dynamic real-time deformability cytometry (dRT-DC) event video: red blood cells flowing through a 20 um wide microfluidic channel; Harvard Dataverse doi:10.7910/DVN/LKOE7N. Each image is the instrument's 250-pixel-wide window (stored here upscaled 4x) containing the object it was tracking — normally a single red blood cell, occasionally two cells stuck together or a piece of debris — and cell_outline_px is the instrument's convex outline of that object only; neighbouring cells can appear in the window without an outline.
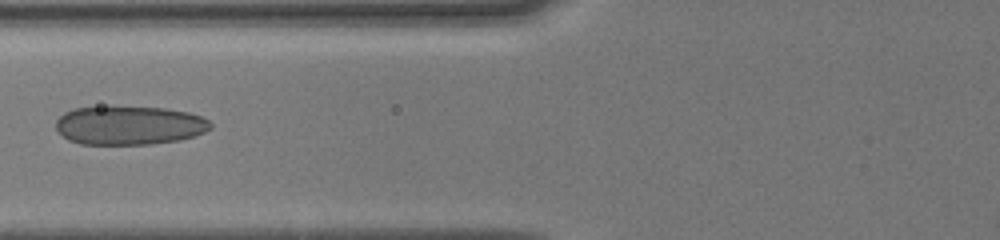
{"species": "human", "species_latin": "Homo sapiens", "temperature_condition": "cold", "stored_images_in_passage": 28, "camera_frame_rate_fps": 3000, "um_per_image_px": 0.085, "donor": {"sex": "male"}, "frame": {"image": 1, "passage_image": 3, "time_ms": 1.0, "image_size_px": [1000, 240], "cell_outline_px": [[212, 128], [204, 132], [180, 140], [152, 144], [80, 144], [68, 140], [56, 128], [56, 120], [64, 112], [76, 108], [112, 104], [164, 108], [188, 112], [200, 116], [208, 120], [212, 124]], "centroid_in_image_um": [10.97, 10.62], "position_along_channel_um": 114.8, "area_um2": 35.72}}
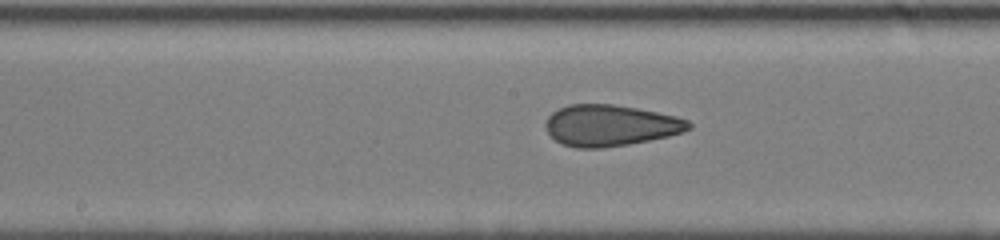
{"frame": {"image": 2, "passage_image": 9, "time_ms": 3.0, "image_size_px": [1000, 240], "cell_outline_px": [[692, 128], [668, 136], [628, 144], [600, 148], [576, 148], [560, 144], [548, 132], [544, 124], [548, 116], [552, 112], [568, 104], [612, 104], [636, 108], [676, 116], [688, 120], [692, 124]], "centroid_in_image_um": [51.85, 10.66], "position_along_channel_um": 196.4, "area_um2": 34.28}}
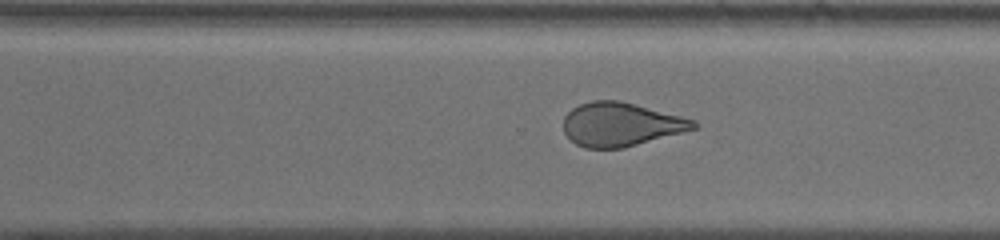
{"frame": {"image": 3, "passage_image": 24, "time_ms": 6.0, "image_size_px": [1000, 240], "cell_outline_px": [[700, 124], [696, 128], [624, 148], [584, 148], [576, 144], [564, 132], [564, 116], [572, 108], [580, 104], [592, 100], [620, 100], [696, 120]], "centroid_in_image_um": [52.76, 10.57], "position_along_channel_um": 317.8, "area_um2": 33.0}}